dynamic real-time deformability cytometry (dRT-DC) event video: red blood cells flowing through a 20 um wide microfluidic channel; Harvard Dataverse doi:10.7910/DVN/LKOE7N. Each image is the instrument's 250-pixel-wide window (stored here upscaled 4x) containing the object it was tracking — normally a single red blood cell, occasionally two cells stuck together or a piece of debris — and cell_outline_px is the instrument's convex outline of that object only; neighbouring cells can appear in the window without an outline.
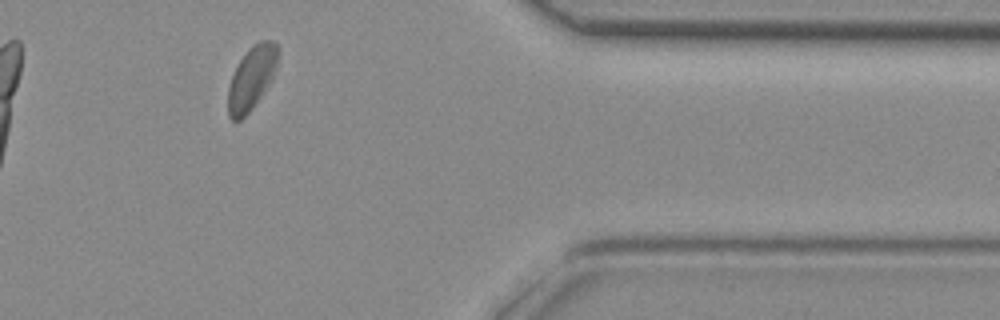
{"species": "common noctule bat (a hibernating species)", "species_latin": "Nyctalus noctula", "temperature_condition": "room temperature", "stored_images_in_passage": 40, "camera_frame_rate_fps": 3000, "um_per_image_px": 0.085, "animal": {"sex": "female", "body_mass_g": 29.2, "forearm_length_mm": 56.3}, "frame": {"image": 1, "passage_image": 38, "time_ms": 12.333, "image_size_px": [1000, 320], "cell_outline_px": [[280, 56], [272, 80], [252, 108], [240, 120], [232, 120], [228, 116], [228, 88], [232, 76], [240, 60], [248, 48], [252, 44], [260, 40], [272, 40], [276, 44], [280, 52]], "centroid_in_image_um": [21.42, 6.59], "position_along_channel_um": 390.0, "area_um2": 18.5}}